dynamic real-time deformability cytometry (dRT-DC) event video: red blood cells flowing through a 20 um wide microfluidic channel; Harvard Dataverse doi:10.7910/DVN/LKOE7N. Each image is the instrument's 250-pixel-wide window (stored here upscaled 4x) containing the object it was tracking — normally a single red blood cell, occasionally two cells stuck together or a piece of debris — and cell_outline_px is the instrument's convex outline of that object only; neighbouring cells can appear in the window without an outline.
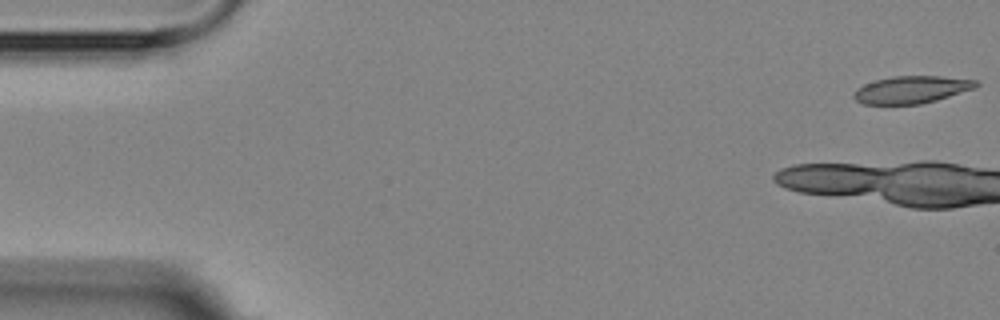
{"species": "Egyptian fruit bat (a non-hibernating species)", "species_latin": "Rousettus aegyptiacus", "temperature_condition": "room temperature", "stored_images_in_passage": 5, "camera_frame_rate_fps": 3000, "um_per_image_px": 0.085, "animal": {"sex": "female"}, "frame": {"image": 1, "passage_image": 1, "time_ms": 0.0, "image_size_px": [1000, 320], "cell_outline_px": [[980, 84], [976, 88], [936, 100], [920, 104], [864, 104], [856, 100], [852, 96], [856, 88], [864, 84], [876, 80], [892, 76], [940, 76], [976, 80]], "centroid_in_image_um": [77.48, 7.61], "position_along_channel_um": 7.5, "area_um2": 19.48}}